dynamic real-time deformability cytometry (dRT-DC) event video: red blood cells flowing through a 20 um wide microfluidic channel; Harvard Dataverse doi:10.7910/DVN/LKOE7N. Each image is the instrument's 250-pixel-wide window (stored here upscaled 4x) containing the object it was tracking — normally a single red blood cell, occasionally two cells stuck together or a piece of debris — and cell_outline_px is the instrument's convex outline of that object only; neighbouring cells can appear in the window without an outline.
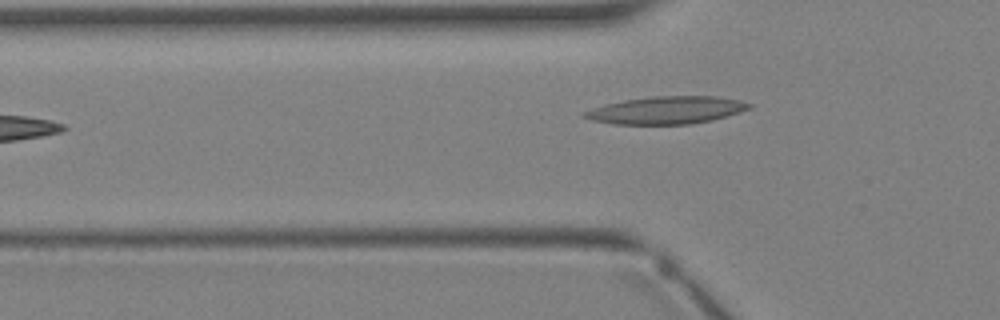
{"species": "Egyptian fruit bat (a non-hibernating species)", "species_latin": "Rousettus aegyptiacus", "temperature_condition": "warm", "stored_images_in_passage": 5, "camera_frame_rate_fps": 3000, "um_per_image_px": 0.085, "animal": {"sex": "female"}, "frame": {"image": 1, "passage_image": 5, "time_ms": 4.667, "image_size_px": [1000, 320], "cell_outline_px": [[752, 108], [740, 112], [712, 120], [692, 124], [612, 124], [592, 120], [580, 116], [584, 112], [592, 108], [604, 104], [624, 100], [652, 96], [716, 96], [740, 100], [752, 104]], "centroid_in_image_um": [56.65, 9.36], "position_along_channel_um": 69.2, "area_um2": 26.53}}